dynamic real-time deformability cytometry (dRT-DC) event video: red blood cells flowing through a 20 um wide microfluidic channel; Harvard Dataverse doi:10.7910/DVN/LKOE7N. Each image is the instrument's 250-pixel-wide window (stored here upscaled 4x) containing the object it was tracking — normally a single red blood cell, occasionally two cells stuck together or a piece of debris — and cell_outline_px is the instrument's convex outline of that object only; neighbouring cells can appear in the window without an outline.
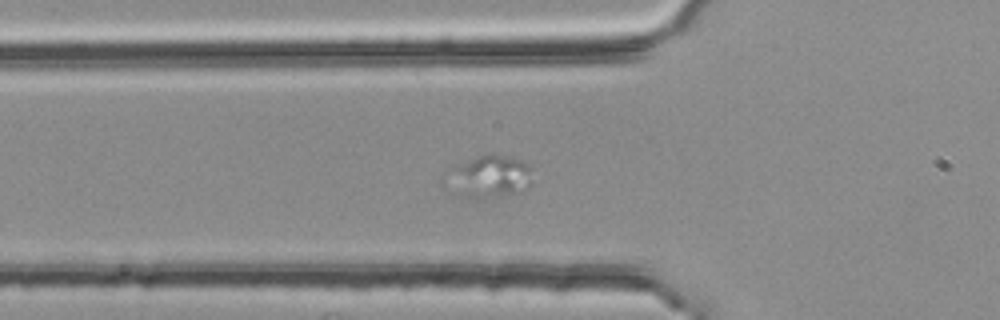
{"species": "common noctule bat (a hibernating species)", "species_latin": "Nyctalus noctula", "temperature_condition": "room temperature", "stored_images_in_passage": 32, "camera_frame_rate_fps": 3000, "um_per_image_px": 0.085, "animal": {"sex": "female", "body_mass_g": 25.1}, "frame": {"image": 1, "passage_image": 20, "time_ms": 6.333, "image_size_px": [1000, 320], "cell_outline_px": [[532, 184], [528, 188], [520, 192], [472, 200], [468, 200], [456, 196], [452, 168], [476, 156], [508, 156], [524, 160], [528, 164]], "centroid_in_image_um": [41.72, 15.05], "position_along_channel_um": 84.1, "area_um2": 20.4}}
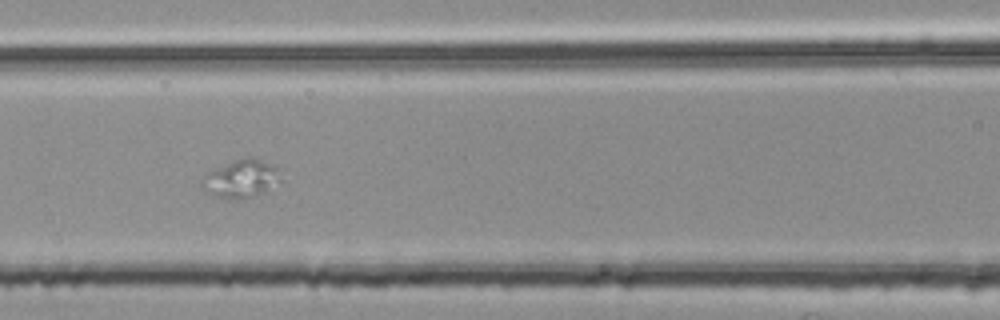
{"frame": {"image": 2, "passage_image": 25, "time_ms": 8.0, "image_size_px": [1000, 320], "cell_outline_px": [[280, 180], [252, 196], [236, 200], [228, 200], [204, 192], [204, 188], [212, 172], [244, 156], [256, 156], [272, 164], [276, 168]], "centroid_in_image_um": [20.56, 15.18], "position_along_channel_um": 146.0, "area_um2": 16.3}}
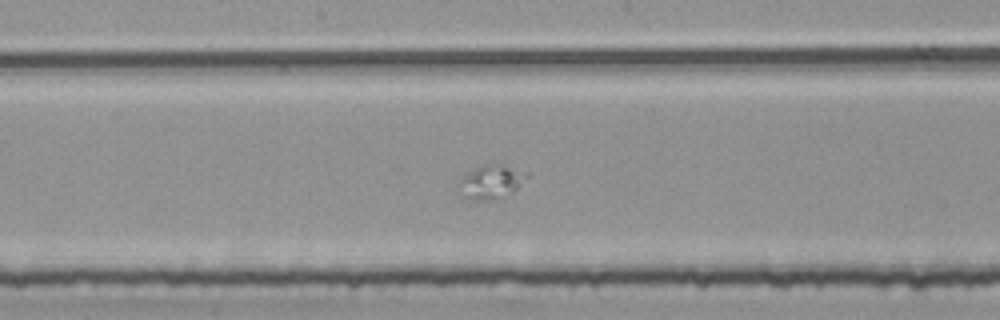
{"frame": {"image": 3, "passage_image": 30, "time_ms": 9.667, "image_size_px": [1000, 320], "cell_outline_px": [[528, 176], [516, 188], [488, 200], [460, 196], [464, 180], [468, 172], [484, 164], [488, 164], [528, 172]], "centroid_in_image_um": [41.76, 15.44], "position_along_channel_um": 206.4, "area_um2": 11.85}}